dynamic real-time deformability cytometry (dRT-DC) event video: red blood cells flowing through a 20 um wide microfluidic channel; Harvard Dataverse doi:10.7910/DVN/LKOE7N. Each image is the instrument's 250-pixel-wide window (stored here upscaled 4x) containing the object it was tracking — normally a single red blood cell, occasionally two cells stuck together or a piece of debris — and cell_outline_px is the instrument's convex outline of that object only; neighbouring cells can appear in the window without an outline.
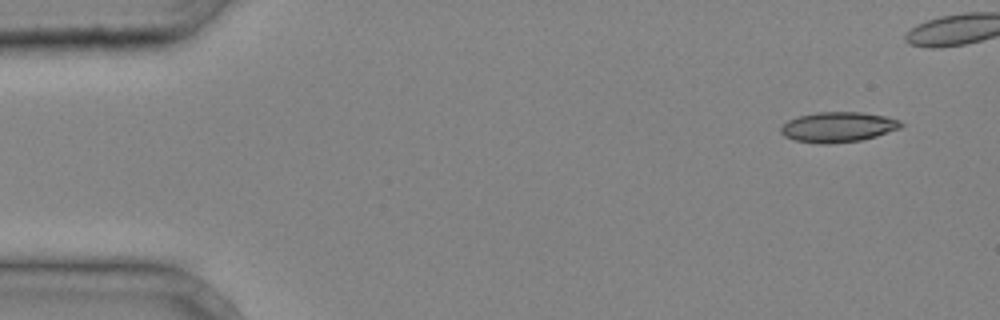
{"species": "common noctule bat (a hibernating species)", "species_latin": "Nyctalus noctula", "temperature_condition": "cold", "stored_images_in_passage": 31, "camera_frame_rate_fps": 3000, "um_per_image_px": 0.085, "animal": {"sex": "male", "body_mass_g": 20.4}, "frame": {"image": 1, "passage_image": 1, "time_ms": 0.0, "image_size_px": [1000, 320], "cell_outline_px": [[904, 124], [900, 128], [876, 136], [860, 140], [828, 144], [820, 144], [792, 140], [784, 136], [780, 132], [780, 128], [788, 120], [800, 116], [816, 112], [860, 112], [884, 116], [900, 120]], "centroid_in_image_um": [71.21, 10.8], "position_along_channel_um": 13.8, "area_um2": 21.1}}
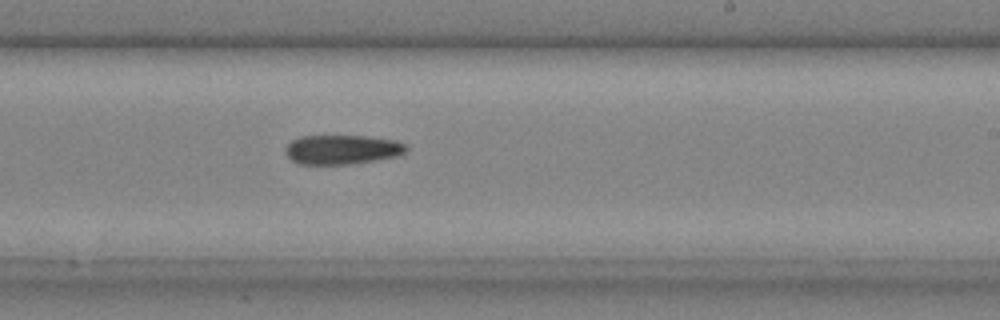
{"frame": {"image": 2, "passage_image": 22, "time_ms": 7.0, "image_size_px": [1000, 320], "cell_outline_px": [[408, 148], [400, 156], [352, 164], [300, 164], [292, 160], [284, 152], [284, 148], [292, 140], [300, 136], [364, 136], [396, 140], [404, 144]], "centroid_in_image_um": [29.08, 12.71], "position_along_channel_um": 259.9, "area_um2": 20.75}}